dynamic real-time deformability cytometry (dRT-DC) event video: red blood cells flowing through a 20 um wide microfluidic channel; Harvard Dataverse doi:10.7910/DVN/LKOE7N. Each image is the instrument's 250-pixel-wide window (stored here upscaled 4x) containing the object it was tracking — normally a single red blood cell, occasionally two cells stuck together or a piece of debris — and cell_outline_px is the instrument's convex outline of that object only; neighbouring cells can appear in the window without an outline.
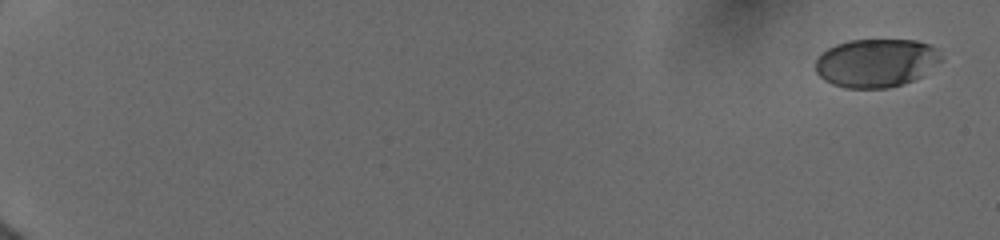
{"species": "human", "species_latin": "Homo sapiens", "temperature_condition": "cold", "stored_images_in_passage": 12, "camera_frame_rate_fps": 3000, "um_per_image_px": 0.085, "donor": {"sex": "female"}, "frame": {"image": 1, "passage_image": 1, "time_ms": 0.0, "image_size_px": [1000, 240], "cell_outline_px": [[944, 60], [920, 76], [912, 80], [888, 88], [844, 88], [832, 84], [824, 80], [816, 72], [816, 60], [828, 48], [836, 44], [848, 40], [916, 40], [932, 44], [936, 48]], "centroid_in_image_um": [74.49, 5.34], "position_along_channel_um": 10.5, "area_um2": 35.49}}
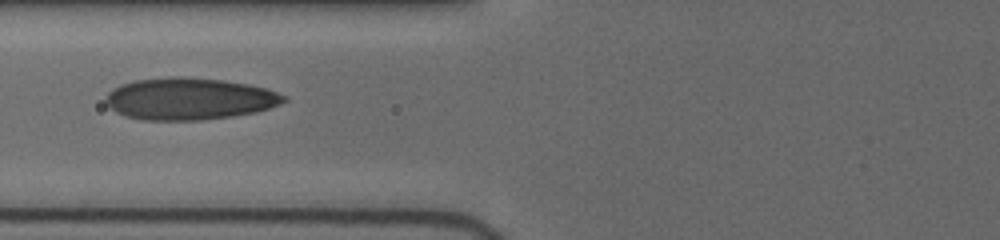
{"frame": {"image": 2, "passage_image": 10, "time_ms": 8.0, "image_size_px": [1000, 240], "cell_outline_px": [[288, 100], [280, 104], [256, 112], [232, 116], [200, 120], [144, 120], [124, 116], [116, 112], [104, 100], [108, 92], [112, 88], [120, 84], [136, 80], [168, 76], [184, 76], [224, 80], [248, 84], [268, 88], [288, 96]], "centroid_in_image_um": [16.11, 8.38], "position_along_channel_um": 109.7, "area_um2": 43.93}}
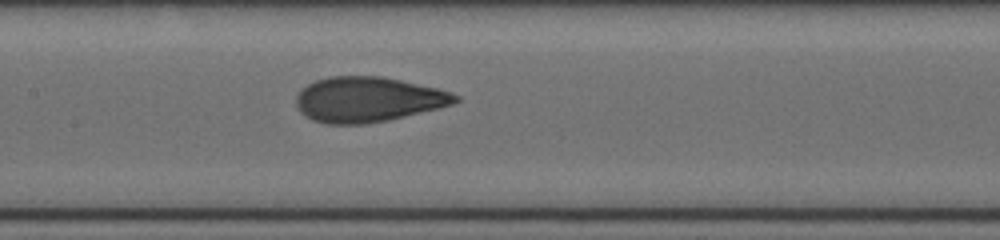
{"frame": {"image": 3, "passage_image": 12, "time_ms": 9.667, "image_size_px": [1000, 240], "cell_outline_px": [[460, 100], [452, 104], [440, 108], [388, 120], [364, 124], [324, 124], [312, 120], [304, 116], [296, 108], [296, 96], [308, 84], [316, 80], [328, 76], [380, 76], [400, 80], [436, 88], [460, 96]], "centroid_in_image_um": [31.24, 8.46], "position_along_channel_um": 176.2, "area_um2": 41.85}}